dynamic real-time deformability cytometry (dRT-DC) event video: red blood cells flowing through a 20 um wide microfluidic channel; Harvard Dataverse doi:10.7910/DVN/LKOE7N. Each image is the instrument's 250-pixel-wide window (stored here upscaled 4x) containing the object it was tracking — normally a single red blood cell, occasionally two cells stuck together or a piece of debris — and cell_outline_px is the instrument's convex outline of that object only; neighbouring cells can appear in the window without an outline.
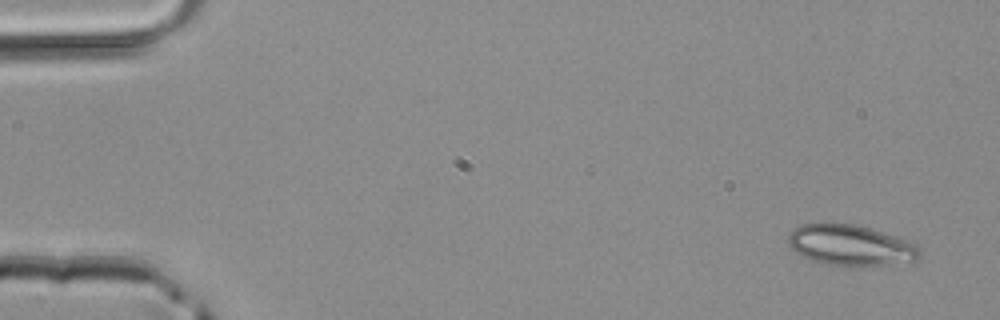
{"species": "common noctule bat (a hibernating species)", "species_latin": "Nyctalus noctula", "temperature_condition": "room temperature", "stored_images_in_passage": 5, "segment_of_instrument_passage": [1, 2], "camera_frame_rate_fps": 3000, "um_per_image_px": 0.085, "animal": {"sex": "male", "body_mass_g": 20.4}, "frame": {"image": 1, "passage_image": 1, "time_ms": 0.0, "image_size_px": [1000, 320], "cell_outline_px": [[920, 256], [916, 260], [892, 264], [856, 268], [848, 268], [824, 264], [812, 260], [796, 252], [788, 244], [788, 232], [792, 228], [800, 224], [832, 220], [856, 224], [872, 228], [908, 240], [916, 244], [920, 248]], "centroid_in_image_um": [72.26, 20.82], "position_along_channel_um": 12.7, "area_um2": 32.71}}